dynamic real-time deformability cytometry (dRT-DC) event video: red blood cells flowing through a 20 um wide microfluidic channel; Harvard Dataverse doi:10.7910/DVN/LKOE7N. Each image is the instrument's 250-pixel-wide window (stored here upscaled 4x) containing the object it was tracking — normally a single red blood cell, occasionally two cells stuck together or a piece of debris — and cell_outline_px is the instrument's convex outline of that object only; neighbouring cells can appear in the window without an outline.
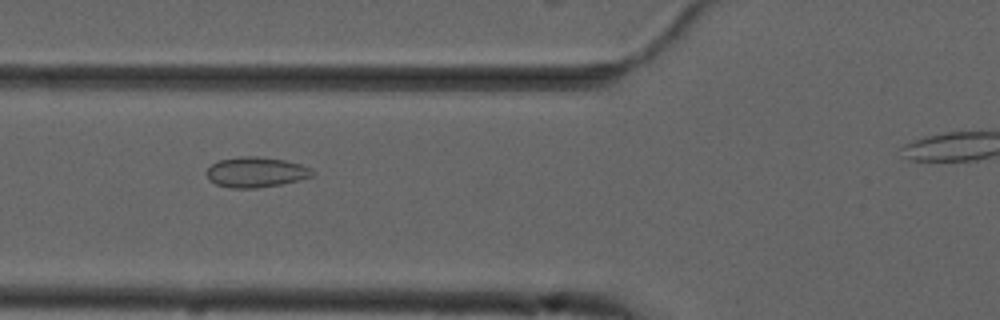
{"species": "common noctule bat (a hibernating species)", "species_latin": "Nyctalus noctula", "temperature_condition": "cold", "stored_images_in_passage": 47, "camera_frame_rate_fps": 3000, "um_per_image_px": 0.085, "animal": {"sex": "male", "forearm_length_mm": 52.5}, "frame": {"image": 1, "passage_image": 19, "time_ms": 6.0, "image_size_px": [1000, 320], "cell_outline_px": [[312, 176], [300, 180], [280, 184], [256, 188], [232, 188], [216, 184], [208, 180], [204, 172], [212, 164], [220, 160], [240, 156], [256, 156], [284, 160], [300, 164], [312, 168]], "centroid_in_image_um": [21.72, 14.63], "position_along_channel_um": 104.1, "area_um2": 18.67}}
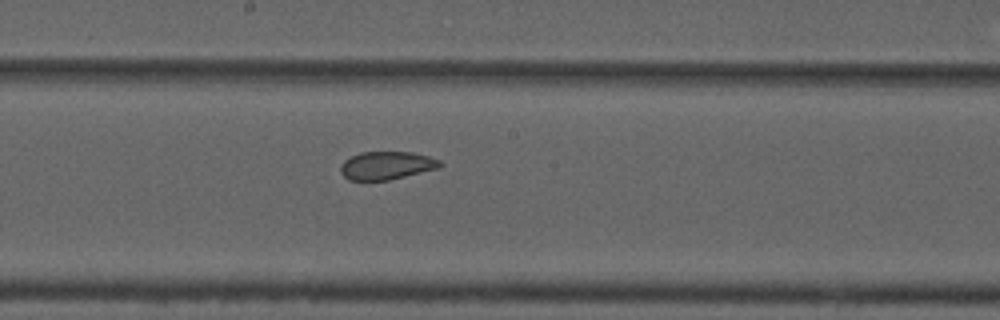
{"frame": {"image": 2, "passage_image": 28, "time_ms": 9.0, "image_size_px": [1000, 320], "cell_outline_px": [[444, 164], [440, 168], [388, 180], [348, 180], [340, 172], [340, 168], [344, 160], [360, 152], [412, 152], [428, 156], [440, 160]], "centroid_in_image_um": [32.88, 14.06], "position_along_channel_um": 215.3, "area_um2": 16.3}}
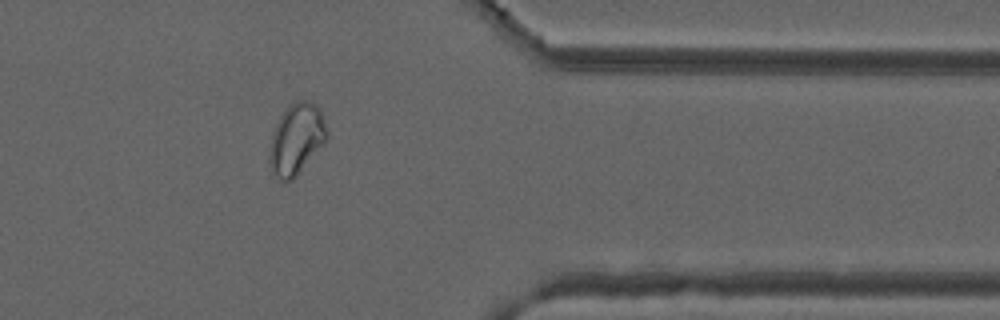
{"frame": {"image": 3, "passage_image": 43, "time_ms": 14.0, "image_size_px": [1000, 320], "cell_outline_px": [[328, 140], [296, 176], [292, 180], [280, 180], [276, 176], [268, 160], [268, 152], [272, 132], [280, 116], [288, 104], [296, 100], [308, 100], [316, 104], [320, 108], [328, 132]], "centroid_in_image_um": [25.21, 11.78], "position_along_channel_um": 386.2, "area_um2": 24.04}, "authors_computed_cell_mechanics": {"area_um2": 18.785, "velocity_mm_per_s": 3.7036, "shape_relaxation_time_tau1_ms": null, "shape_relaxation_time_tau2_ms": 1.2443, "deformation_change_tau1": null, "deformation_change_tau2": 0.0479}}